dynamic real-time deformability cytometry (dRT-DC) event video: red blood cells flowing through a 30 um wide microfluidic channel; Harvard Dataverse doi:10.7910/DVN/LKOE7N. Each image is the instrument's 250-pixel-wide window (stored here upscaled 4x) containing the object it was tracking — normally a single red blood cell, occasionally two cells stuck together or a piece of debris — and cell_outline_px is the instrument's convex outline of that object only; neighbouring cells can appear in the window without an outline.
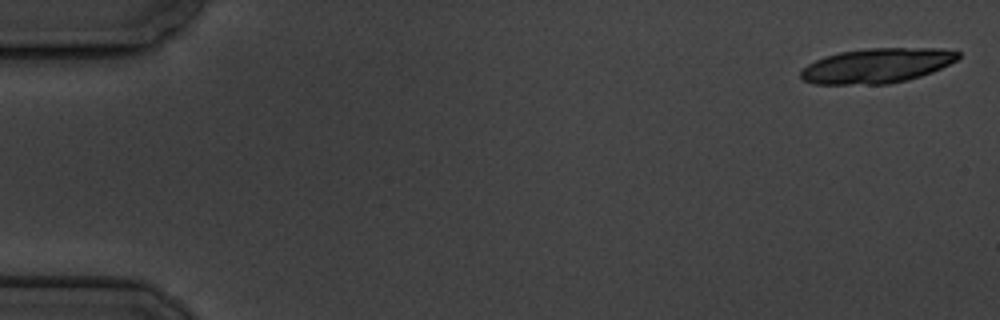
{"species": "common noctule bat (a hibernating species)", "species_latin": "Nyctalus noctula", "temperature_condition": "cold", "stored_images_in_passage": 6, "camera_frame_rate_fps": 3000, "um_per_image_px": 0.085, "animal": {"sex": "male", "body_mass_g": 19.5, "forearm_length_mm": 54.6}, "frame": {"image": 1, "passage_image": 1, "time_ms": 0.0, "image_size_px": [1000, 320], "cell_outline_px": [[960, 56], [956, 60], [932, 72], [908, 80], [888, 84], [812, 84], [804, 80], [800, 76], [800, 72], [808, 64], [816, 60], [840, 52], [868, 48], [944, 48], [960, 52]], "centroid_in_image_um": [74.56, 5.58], "position_along_channel_um": 10.4, "area_um2": 31.79}}